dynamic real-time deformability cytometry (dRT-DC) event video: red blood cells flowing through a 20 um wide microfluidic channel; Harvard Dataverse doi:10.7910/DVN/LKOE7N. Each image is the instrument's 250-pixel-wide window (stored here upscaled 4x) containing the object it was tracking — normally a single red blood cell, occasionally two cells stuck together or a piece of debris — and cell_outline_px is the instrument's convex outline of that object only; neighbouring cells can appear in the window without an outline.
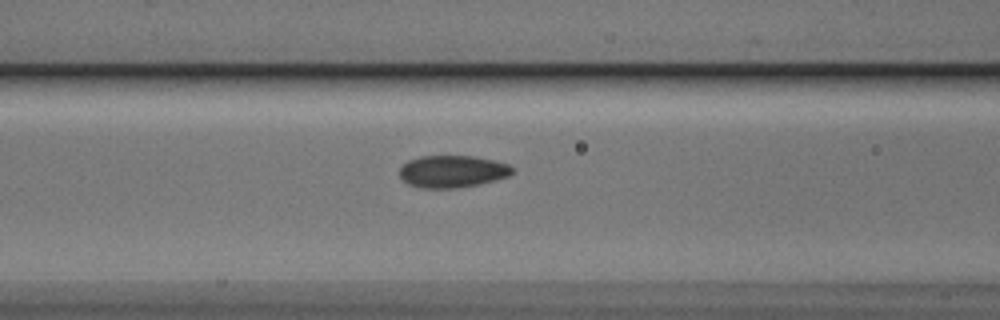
{"species": "Egyptian fruit bat (a non-hibernating species)", "species_latin": "Rousettus aegyptiacus", "temperature_condition": "cold", "stored_images_in_passage": 8, "camera_frame_rate_fps": 3000, "um_per_image_px": 0.085, "animal": {"sex": "male"}, "frame": {"image": 1, "passage_image": 6, "time_ms": 1.667, "image_size_px": [1000, 320], "cell_outline_px": [[512, 172], [508, 176], [480, 184], [456, 188], [420, 188], [408, 184], [400, 176], [400, 168], [408, 160], [420, 156], [472, 156], [492, 160], [508, 164], [512, 168]], "centroid_in_image_um": [38.42, 14.57], "position_along_channel_um": 128.2, "area_um2": 20.98}}